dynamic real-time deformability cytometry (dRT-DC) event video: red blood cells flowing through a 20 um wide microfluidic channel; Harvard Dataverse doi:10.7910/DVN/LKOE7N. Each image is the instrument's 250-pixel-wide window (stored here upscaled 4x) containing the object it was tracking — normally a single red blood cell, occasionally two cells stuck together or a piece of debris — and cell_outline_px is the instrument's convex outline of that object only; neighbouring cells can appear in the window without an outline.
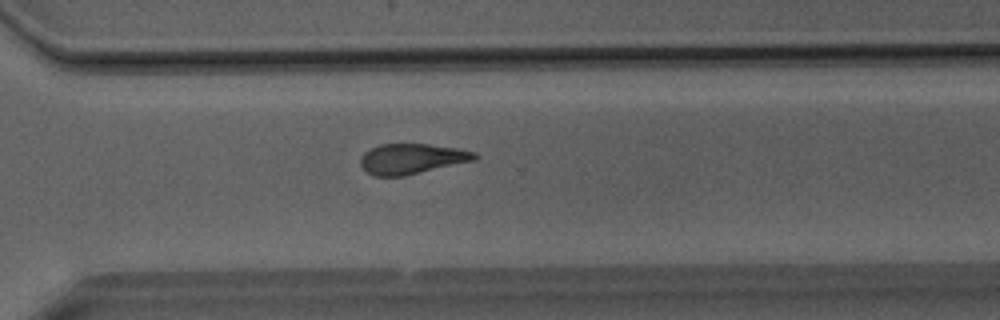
{"species": "Egyptian fruit bat (a non-hibernating species)", "species_latin": "Rousettus aegyptiacus", "temperature_condition": "room temperature", "stored_images_in_passage": 27, "camera_frame_rate_fps": 3000, "um_per_image_px": 0.085, "animal": {"sex": "male"}, "frame": {"image": 1, "passage_image": 16, "time_ms": 5.0, "image_size_px": [1000, 320], "cell_outline_px": [[480, 156], [476, 160], [404, 176], [376, 176], [368, 172], [360, 164], [360, 156], [364, 152], [380, 144], [428, 144], [456, 148], [476, 152]], "centroid_in_image_um": [35.03, 13.49], "position_along_channel_um": 335.6, "area_um2": 20.17}}
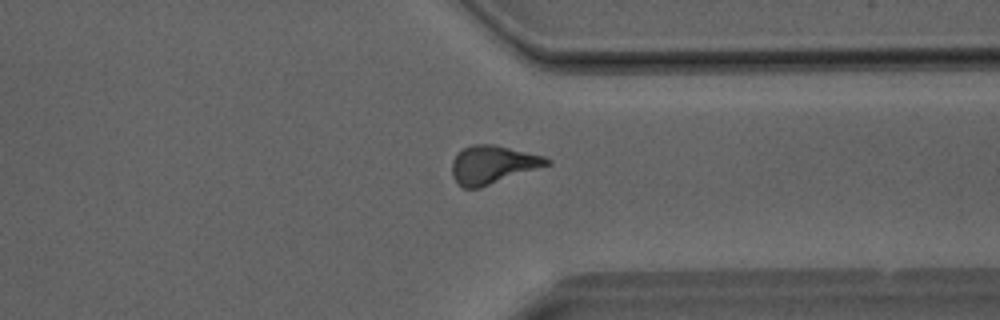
{"frame": {"image": 2, "passage_image": 18, "time_ms": 5.667, "image_size_px": [1000, 320], "cell_outline_px": [[552, 164], [480, 188], [464, 188], [456, 184], [452, 176], [452, 160], [464, 148], [472, 144], [492, 144], [544, 156], [552, 160]], "centroid_in_image_um": [41.88, 14.01], "position_along_channel_um": 369.5, "area_um2": 21.15}}
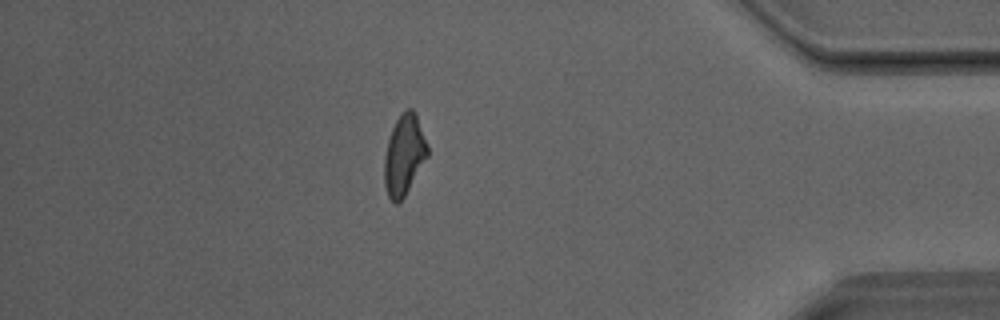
{"frame": {"image": 3, "passage_image": 22, "time_ms": 7.0, "image_size_px": [1000, 320], "cell_outline_px": [[428, 156], [404, 196], [396, 204], [388, 196], [384, 184], [384, 156], [388, 140], [392, 128], [400, 112], [408, 108], [412, 108], [416, 112], [428, 144]], "centroid_in_image_um": [34.35, 13.12], "position_along_channel_um": 400.8, "area_um2": 20.29}}